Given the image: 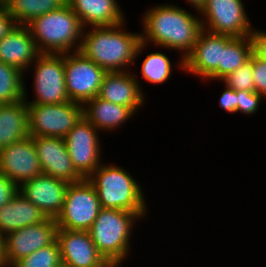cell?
<instances>
[{
    "mask_svg": "<svg viewBox=\"0 0 266 267\" xmlns=\"http://www.w3.org/2000/svg\"><path fill=\"white\" fill-rule=\"evenodd\" d=\"M28 136V110L25 100L0 104V149Z\"/></svg>",
    "mask_w": 266,
    "mask_h": 267,
    "instance_id": "cell-23",
    "label": "cell"
},
{
    "mask_svg": "<svg viewBox=\"0 0 266 267\" xmlns=\"http://www.w3.org/2000/svg\"><path fill=\"white\" fill-rule=\"evenodd\" d=\"M27 27L39 53L79 51L84 27L68 3L33 19Z\"/></svg>",
    "mask_w": 266,
    "mask_h": 267,
    "instance_id": "cell-5",
    "label": "cell"
},
{
    "mask_svg": "<svg viewBox=\"0 0 266 267\" xmlns=\"http://www.w3.org/2000/svg\"><path fill=\"white\" fill-rule=\"evenodd\" d=\"M30 137L64 138L84 116L77 102L62 104H27Z\"/></svg>",
    "mask_w": 266,
    "mask_h": 267,
    "instance_id": "cell-7",
    "label": "cell"
},
{
    "mask_svg": "<svg viewBox=\"0 0 266 267\" xmlns=\"http://www.w3.org/2000/svg\"><path fill=\"white\" fill-rule=\"evenodd\" d=\"M43 174L68 183L84 179L73 166L64 138L33 137Z\"/></svg>",
    "mask_w": 266,
    "mask_h": 267,
    "instance_id": "cell-15",
    "label": "cell"
},
{
    "mask_svg": "<svg viewBox=\"0 0 266 267\" xmlns=\"http://www.w3.org/2000/svg\"><path fill=\"white\" fill-rule=\"evenodd\" d=\"M58 226L54 218L17 229L4 237L5 260L8 267L29 256L34 251L48 246L57 239Z\"/></svg>",
    "mask_w": 266,
    "mask_h": 267,
    "instance_id": "cell-13",
    "label": "cell"
},
{
    "mask_svg": "<svg viewBox=\"0 0 266 267\" xmlns=\"http://www.w3.org/2000/svg\"><path fill=\"white\" fill-rule=\"evenodd\" d=\"M233 36L202 29L192 52L184 59V71L205 82L222 80V49Z\"/></svg>",
    "mask_w": 266,
    "mask_h": 267,
    "instance_id": "cell-10",
    "label": "cell"
},
{
    "mask_svg": "<svg viewBox=\"0 0 266 267\" xmlns=\"http://www.w3.org/2000/svg\"><path fill=\"white\" fill-rule=\"evenodd\" d=\"M121 265H117L113 262H106L102 267H120Z\"/></svg>",
    "mask_w": 266,
    "mask_h": 267,
    "instance_id": "cell-38",
    "label": "cell"
},
{
    "mask_svg": "<svg viewBox=\"0 0 266 267\" xmlns=\"http://www.w3.org/2000/svg\"><path fill=\"white\" fill-rule=\"evenodd\" d=\"M254 91L266 99V62L251 54Z\"/></svg>",
    "mask_w": 266,
    "mask_h": 267,
    "instance_id": "cell-31",
    "label": "cell"
},
{
    "mask_svg": "<svg viewBox=\"0 0 266 267\" xmlns=\"http://www.w3.org/2000/svg\"><path fill=\"white\" fill-rule=\"evenodd\" d=\"M84 116L64 137L75 170L87 179L103 162L101 133ZM99 133V134H98Z\"/></svg>",
    "mask_w": 266,
    "mask_h": 267,
    "instance_id": "cell-12",
    "label": "cell"
},
{
    "mask_svg": "<svg viewBox=\"0 0 266 267\" xmlns=\"http://www.w3.org/2000/svg\"><path fill=\"white\" fill-rule=\"evenodd\" d=\"M66 91L70 101L84 105L98 96L106 71L81 52L64 53Z\"/></svg>",
    "mask_w": 266,
    "mask_h": 267,
    "instance_id": "cell-11",
    "label": "cell"
},
{
    "mask_svg": "<svg viewBox=\"0 0 266 267\" xmlns=\"http://www.w3.org/2000/svg\"><path fill=\"white\" fill-rule=\"evenodd\" d=\"M46 218L38 207L18 191L7 204L0 208V235L5 237L10 232L40 223Z\"/></svg>",
    "mask_w": 266,
    "mask_h": 267,
    "instance_id": "cell-22",
    "label": "cell"
},
{
    "mask_svg": "<svg viewBox=\"0 0 266 267\" xmlns=\"http://www.w3.org/2000/svg\"><path fill=\"white\" fill-rule=\"evenodd\" d=\"M87 179L95 187L102 208L148 213L143 185L129 170L103 161Z\"/></svg>",
    "mask_w": 266,
    "mask_h": 267,
    "instance_id": "cell-4",
    "label": "cell"
},
{
    "mask_svg": "<svg viewBox=\"0 0 266 267\" xmlns=\"http://www.w3.org/2000/svg\"><path fill=\"white\" fill-rule=\"evenodd\" d=\"M219 83H223L227 87L236 91H254L251 56L245 64L233 73L228 74L225 78L219 81Z\"/></svg>",
    "mask_w": 266,
    "mask_h": 267,
    "instance_id": "cell-29",
    "label": "cell"
},
{
    "mask_svg": "<svg viewBox=\"0 0 266 267\" xmlns=\"http://www.w3.org/2000/svg\"><path fill=\"white\" fill-rule=\"evenodd\" d=\"M39 54L27 25L15 24L0 40V61L17 67L23 73Z\"/></svg>",
    "mask_w": 266,
    "mask_h": 267,
    "instance_id": "cell-19",
    "label": "cell"
},
{
    "mask_svg": "<svg viewBox=\"0 0 266 267\" xmlns=\"http://www.w3.org/2000/svg\"><path fill=\"white\" fill-rule=\"evenodd\" d=\"M252 54L250 36L234 37L222 49V79L245 64Z\"/></svg>",
    "mask_w": 266,
    "mask_h": 267,
    "instance_id": "cell-27",
    "label": "cell"
},
{
    "mask_svg": "<svg viewBox=\"0 0 266 267\" xmlns=\"http://www.w3.org/2000/svg\"><path fill=\"white\" fill-rule=\"evenodd\" d=\"M84 117L101 132H115L125 126L137 113L127 106L111 103L98 96L84 105Z\"/></svg>",
    "mask_w": 266,
    "mask_h": 267,
    "instance_id": "cell-21",
    "label": "cell"
},
{
    "mask_svg": "<svg viewBox=\"0 0 266 267\" xmlns=\"http://www.w3.org/2000/svg\"><path fill=\"white\" fill-rule=\"evenodd\" d=\"M0 173L7 176L18 187L43 174L33 137L28 136L0 149Z\"/></svg>",
    "mask_w": 266,
    "mask_h": 267,
    "instance_id": "cell-14",
    "label": "cell"
},
{
    "mask_svg": "<svg viewBox=\"0 0 266 267\" xmlns=\"http://www.w3.org/2000/svg\"><path fill=\"white\" fill-rule=\"evenodd\" d=\"M24 73L15 66L0 61V104H12L24 99Z\"/></svg>",
    "mask_w": 266,
    "mask_h": 267,
    "instance_id": "cell-26",
    "label": "cell"
},
{
    "mask_svg": "<svg viewBox=\"0 0 266 267\" xmlns=\"http://www.w3.org/2000/svg\"><path fill=\"white\" fill-rule=\"evenodd\" d=\"M28 71L33 77L34 98L28 101L29 90L24 84L27 104H62L70 101L66 91L64 54L40 53L24 76L30 74Z\"/></svg>",
    "mask_w": 266,
    "mask_h": 267,
    "instance_id": "cell-6",
    "label": "cell"
},
{
    "mask_svg": "<svg viewBox=\"0 0 266 267\" xmlns=\"http://www.w3.org/2000/svg\"><path fill=\"white\" fill-rule=\"evenodd\" d=\"M60 246L57 239L48 246L21 258L11 267H62Z\"/></svg>",
    "mask_w": 266,
    "mask_h": 267,
    "instance_id": "cell-28",
    "label": "cell"
},
{
    "mask_svg": "<svg viewBox=\"0 0 266 267\" xmlns=\"http://www.w3.org/2000/svg\"><path fill=\"white\" fill-rule=\"evenodd\" d=\"M148 213L101 208L88 233L98 252L108 262L123 265L132 252V234ZM133 232V233H132Z\"/></svg>",
    "mask_w": 266,
    "mask_h": 267,
    "instance_id": "cell-3",
    "label": "cell"
},
{
    "mask_svg": "<svg viewBox=\"0 0 266 267\" xmlns=\"http://www.w3.org/2000/svg\"><path fill=\"white\" fill-rule=\"evenodd\" d=\"M126 23L84 28L79 52L106 72L133 70L149 45L141 41L140 33L126 30Z\"/></svg>",
    "mask_w": 266,
    "mask_h": 267,
    "instance_id": "cell-2",
    "label": "cell"
},
{
    "mask_svg": "<svg viewBox=\"0 0 266 267\" xmlns=\"http://www.w3.org/2000/svg\"><path fill=\"white\" fill-rule=\"evenodd\" d=\"M19 191V187L7 176L0 173V208L7 204Z\"/></svg>",
    "mask_w": 266,
    "mask_h": 267,
    "instance_id": "cell-33",
    "label": "cell"
},
{
    "mask_svg": "<svg viewBox=\"0 0 266 267\" xmlns=\"http://www.w3.org/2000/svg\"><path fill=\"white\" fill-rule=\"evenodd\" d=\"M95 187L88 179L69 183L63 207L55 221L58 228L88 231L101 210Z\"/></svg>",
    "mask_w": 266,
    "mask_h": 267,
    "instance_id": "cell-8",
    "label": "cell"
},
{
    "mask_svg": "<svg viewBox=\"0 0 266 267\" xmlns=\"http://www.w3.org/2000/svg\"><path fill=\"white\" fill-rule=\"evenodd\" d=\"M169 56L166 53L160 51L149 52L147 56L141 61L140 72L133 71V75L136 78L141 92L146 96L145 89L142 87L140 80L147 81V83L153 84H165L173 75V64ZM138 73V74H137ZM140 73V77L138 76ZM141 78V79H138ZM143 88V89H142Z\"/></svg>",
    "mask_w": 266,
    "mask_h": 267,
    "instance_id": "cell-24",
    "label": "cell"
},
{
    "mask_svg": "<svg viewBox=\"0 0 266 267\" xmlns=\"http://www.w3.org/2000/svg\"><path fill=\"white\" fill-rule=\"evenodd\" d=\"M15 25L14 20L5 9V7L0 9V40L12 29Z\"/></svg>",
    "mask_w": 266,
    "mask_h": 267,
    "instance_id": "cell-35",
    "label": "cell"
},
{
    "mask_svg": "<svg viewBox=\"0 0 266 267\" xmlns=\"http://www.w3.org/2000/svg\"><path fill=\"white\" fill-rule=\"evenodd\" d=\"M175 4V5H174ZM150 5L142 14L141 41L153 47L180 52L175 68L184 71V59L192 52L198 35L202 30L199 12L193 15L176 3Z\"/></svg>",
    "mask_w": 266,
    "mask_h": 267,
    "instance_id": "cell-1",
    "label": "cell"
},
{
    "mask_svg": "<svg viewBox=\"0 0 266 267\" xmlns=\"http://www.w3.org/2000/svg\"><path fill=\"white\" fill-rule=\"evenodd\" d=\"M219 106L227 113H236L237 110V91L224 86V91L219 97Z\"/></svg>",
    "mask_w": 266,
    "mask_h": 267,
    "instance_id": "cell-34",
    "label": "cell"
},
{
    "mask_svg": "<svg viewBox=\"0 0 266 267\" xmlns=\"http://www.w3.org/2000/svg\"><path fill=\"white\" fill-rule=\"evenodd\" d=\"M68 186L67 181L41 174L24 182L19 187V192L46 217L56 219L62 210Z\"/></svg>",
    "mask_w": 266,
    "mask_h": 267,
    "instance_id": "cell-17",
    "label": "cell"
},
{
    "mask_svg": "<svg viewBox=\"0 0 266 267\" xmlns=\"http://www.w3.org/2000/svg\"><path fill=\"white\" fill-rule=\"evenodd\" d=\"M67 0H5V9L15 24L27 25L33 19L61 8Z\"/></svg>",
    "mask_w": 266,
    "mask_h": 267,
    "instance_id": "cell-25",
    "label": "cell"
},
{
    "mask_svg": "<svg viewBox=\"0 0 266 267\" xmlns=\"http://www.w3.org/2000/svg\"><path fill=\"white\" fill-rule=\"evenodd\" d=\"M0 267H8L5 260L4 237L0 235Z\"/></svg>",
    "mask_w": 266,
    "mask_h": 267,
    "instance_id": "cell-37",
    "label": "cell"
},
{
    "mask_svg": "<svg viewBox=\"0 0 266 267\" xmlns=\"http://www.w3.org/2000/svg\"><path fill=\"white\" fill-rule=\"evenodd\" d=\"M133 70L106 72L98 97L111 103L131 107L137 114L145 107L146 96L141 92Z\"/></svg>",
    "mask_w": 266,
    "mask_h": 267,
    "instance_id": "cell-18",
    "label": "cell"
},
{
    "mask_svg": "<svg viewBox=\"0 0 266 267\" xmlns=\"http://www.w3.org/2000/svg\"><path fill=\"white\" fill-rule=\"evenodd\" d=\"M5 7V0H0V9Z\"/></svg>",
    "mask_w": 266,
    "mask_h": 267,
    "instance_id": "cell-39",
    "label": "cell"
},
{
    "mask_svg": "<svg viewBox=\"0 0 266 267\" xmlns=\"http://www.w3.org/2000/svg\"><path fill=\"white\" fill-rule=\"evenodd\" d=\"M264 100L265 98L255 91H237L236 113H241L245 116L255 115L257 114L256 112L259 113L258 109L263 105L261 102Z\"/></svg>",
    "mask_w": 266,
    "mask_h": 267,
    "instance_id": "cell-30",
    "label": "cell"
},
{
    "mask_svg": "<svg viewBox=\"0 0 266 267\" xmlns=\"http://www.w3.org/2000/svg\"><path fill=\"white\" fill-rule=\"evenodd\" d=\"M118 0H67L84 28L116 26L125 20Z\"/></svg>",
    "mask_w": 266,
    "mask_h": 267,
    "instance_id": "cell-20",
    "label": "cell"
},
{
    "mask_svg": "<svg viewBox=\"0 0 266 267\" xmlns=\"http://www.w3.org/2000/svg\"><path fill=\"white\" fill-rule=\"evenodd\" d=\"M244 0H207L199 11L202 29L233 37L250 36L253 29Z\"/></svg>",
    "mask_w": 266,
    "mask_h": 267,
    "instance_id": "cell-9",
    "label": "cell"
},
{
    "mask_svg": "<svg viewBox=\"0 0 266 267\" xmlns=\"http://www.w3.org/2000/svg\"><path fill=\"white\" fill-rule=\"evenodd\" d=\"M250 37L252 41V53L266 62V30L256 29L253 26Z\"/></svg>",
    "mask_w": 266,
    "mask_h": 267,
    "instance_id": "cell-32",
    "label": "cell"
},
{
    "mask_svg": "<svg viewBox=\"0 0 266 267\" xmlns=\"http://www.w3.org/2000/svg\"><path fill=\"white\" fill-rule=\"evenodd\" d=\"M188 2L187 4L191 6V9L196 11H200L202 7L206 4L207 0H185Z\"/></svg>",
    "mask_w": 266,
    "mask_h": 267,
    "instance_id": "cell-36",
    "label": "cell"
},
{
    "mask_svg": "<svg viewBox=\"0 0 266 267\" xmlns=\"http://www.w3.org/2000/svg\"><path fill=\"white\" fill-rule=\"evenodd\" d=\"M57 241L63 267H102L107 262L88 231L58 228Z\"/></svg>",
    "mask_w": 266,
    "mask_h": 267,
    "instance_id": "cell-16",
    "label": "cell"
}]
</instances>
